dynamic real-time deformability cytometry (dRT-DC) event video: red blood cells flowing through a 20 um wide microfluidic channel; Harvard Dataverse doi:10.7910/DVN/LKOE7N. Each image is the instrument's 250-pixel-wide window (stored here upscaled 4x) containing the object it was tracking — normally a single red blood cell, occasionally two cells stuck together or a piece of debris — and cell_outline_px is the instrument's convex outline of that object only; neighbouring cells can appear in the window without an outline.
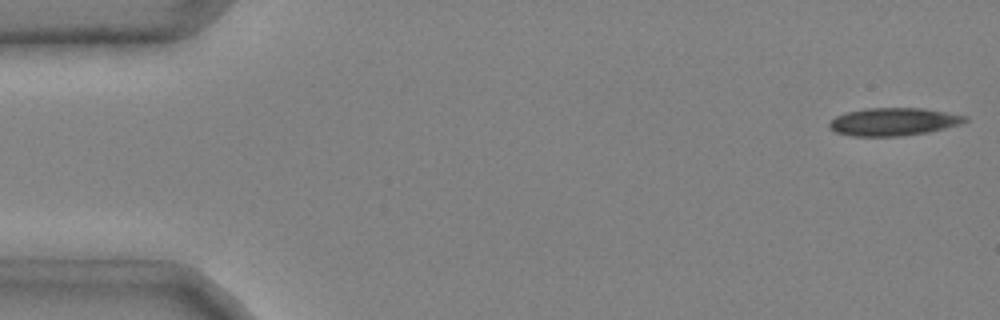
{"species": "common noctule bat (a hibernating species)", "species_latin": "Nyctalus noctula", "temperature_condition": "cold", "stored_images_in_passage": 45, "camera_frame_rate_fps": 3000, "um_per_image_px": 0.085, "animal": {"sex": "male", "body_mass_g": 20.4}, "frame": {"image": 1, "passage_image": 1, "time_ms": 0.0, "image_size_px": [1000, 320], "cell_outline_px": [[968, 120], [960, 124], [928, 132], [904, 136], [852, 136], [836, 132], [828, 128], [828, 124], [836, 116], [848, 112], [864, 108], [924, 108], [968, 116]], "centroid_in_image_um": [75.95, 10.35], "position_along_channel_um": 9.1, "area_um2": 22.02}}
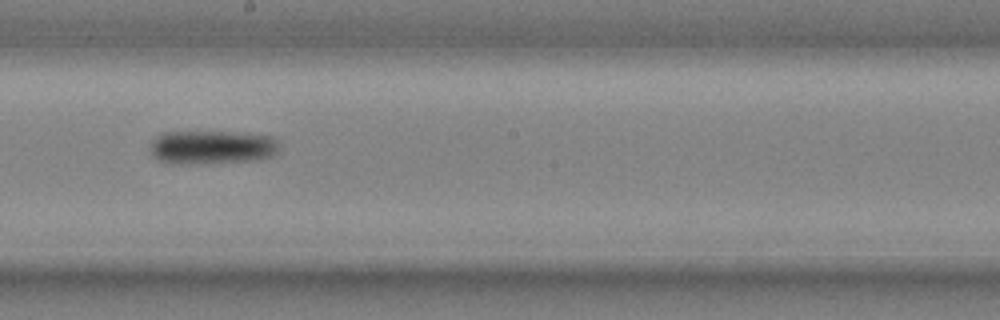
{"frame": {"image": 2, "passage_image": 27, "time_ms": 8.667, "image_size_px": [1000, 320], "cell_outline_px": [[280, 144], [276, 152], [272, 156], [248, 160], [180, 164], [172, 164], [160, 160], [152, 152], [152, 140], [156, 136], [164, 132], [232, 132], [276, 136], [280, 140]], "centroid_in_image_um": [18.07, 12.49], "position_along_channel_um": 230.1, "area_um2": 25.09}}
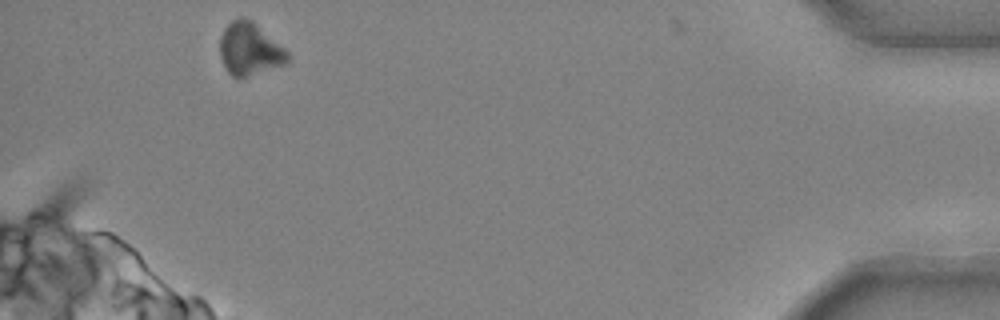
{"frame": {"image": 3, "passage_image": 45, "time_ms": 14.667, "image_size_px": [1000, 320], "cell_outline_px": [[288, 64], [244, 76], [232, 76], [228, 72], [220, 56], [220, 36], [224, 28], [232, 20], [240, 16], [244, 16], [252, 20], [284, 48], [288, 52]], "centroid_in_image_um": [21.21, 4.13], "position_along_channel_um": 414.0, "area_um2": 20.52}, "authors_computed_cell_mechanics": {"area_um2": 23.5246, "velocity_mm_per_s": 3.9959, "shape_relaxation_time_tau1_ms": 7.7399, "shape_relaxation_time_tau2_ms": null, "deformation_change_tau1": 0.1356, "deformation_change_tau2": null}}